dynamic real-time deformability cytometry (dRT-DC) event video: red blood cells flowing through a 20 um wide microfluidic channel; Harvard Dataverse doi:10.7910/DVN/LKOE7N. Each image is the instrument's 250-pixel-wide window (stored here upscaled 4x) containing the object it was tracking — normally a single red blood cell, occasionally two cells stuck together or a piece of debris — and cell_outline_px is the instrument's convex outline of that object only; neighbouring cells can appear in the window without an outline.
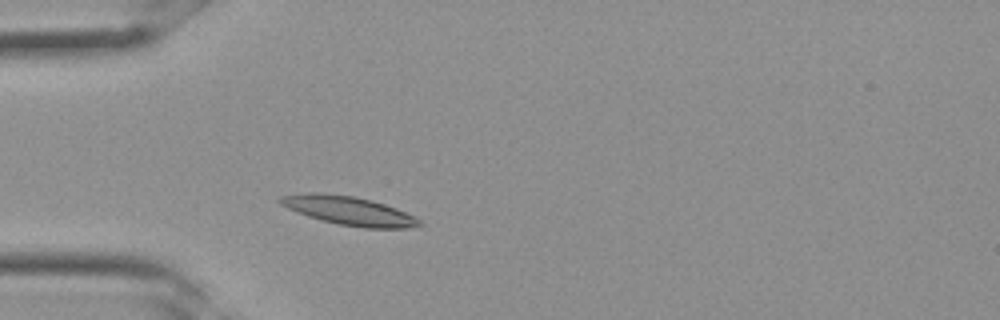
{"species": "Egyptian fruit bat (a non-hibernating species)", "species_latin": "Rousettus aegyptiacus", "temperature_condition": "room temperature", "stored_images_in_passage": 21, "camera_frame_rate_fps": 3000, "um_per_image_px": 0.085, "frame": {"image": 1, "passage_image": 3, "time_ms": 0.667, "image_size_px": [1000, 320], "cell_outline_px": [[424, 224], [404, 228], [364, 228], [340, 224], [308, 216], [296, 212], [280, 204], [276, 200], [276, 196], [308, 192], [320, 192], [352, 196], [372, 200], [396, 208], [420, 220]], "centroid_in_image_um": [29.57, 17.89], "position_along_channel_um": 55.4, "area_um2": 23.18}}
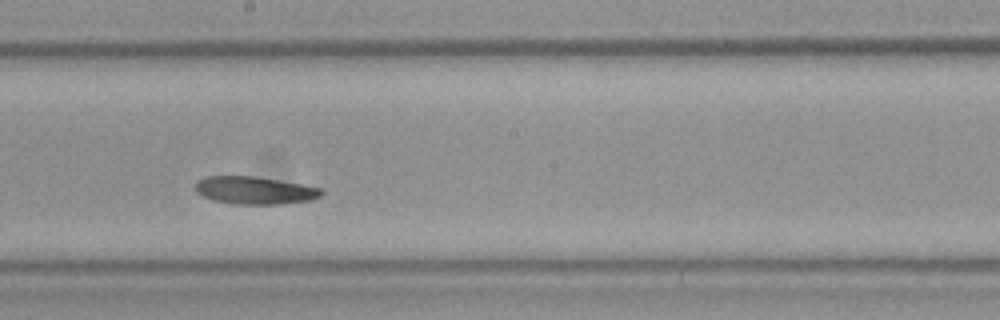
{"frame": {"image": 2, "passage_image": 12, "time_ms": 3.667, "image_size_px": [1000, 320], "cell_outline_px": [[324, 192], [320, 196], [312, 200], [280, 204], [232, 204], [212, 200], [196, 192], [196, 180], [204, 176], [256, 176], [324, 188]], "centroid_in_image_um": [21.66, 16.18], "position_along_channel_um": 226.5, "area_um2": 20.52}}
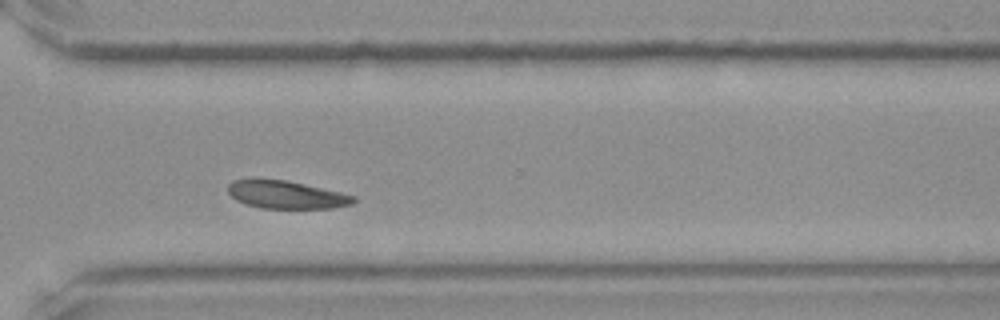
{"frame": {"image": 3, "passage_image": 18, "time_ms": 5.667, "image_size_px": [1000, 320], "cell_outline_px": [[356, 200], [352, 204], [332, 208], [260, 208], [236, 200], [228, 192], [228, 184], [232, 180], [284, 180], [304, 184], [340, 192], [356, 196]], "centroid_in_image_um": [24.36, 16.56], "position_along_channel_um": 346.2, "area_um2": 20.0}}